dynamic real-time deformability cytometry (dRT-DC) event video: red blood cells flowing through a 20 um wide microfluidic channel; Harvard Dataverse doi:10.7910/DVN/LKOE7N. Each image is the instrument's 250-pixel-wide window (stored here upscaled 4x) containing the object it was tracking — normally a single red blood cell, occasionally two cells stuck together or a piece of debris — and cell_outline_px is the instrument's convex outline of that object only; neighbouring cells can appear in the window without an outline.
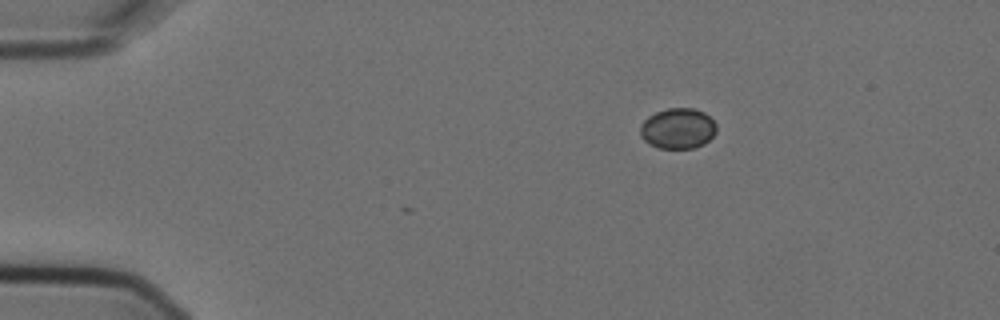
{"species": "Egyptian fruit bat (a non-hibernating species)", "species_latin": "Rousettus aegyptiacus", "temperature_condition": "cold", "stored_images_in_passage": 6, "camera_frame_rate_fps": 3000, "um_per_image_px": 0.085, "animal": {"sex": "female"}, "frame": {"image": 1, "passage_image": 1, "time_ms": 0.0, "image_size_px": [1000, 320], "cell_outline_px": [[716, 132], [704, 144], [692, 148], [660, 148], [648, 144], [640, 136], [640, 124], [648, 116], [656, 112], [668, 108], [692, 108], [704, 112], [716, 124]], "centroid_in_image_um": [57.59, 10.92], "position_along_channel_um": 27.4, "area_um2": 18.03}}
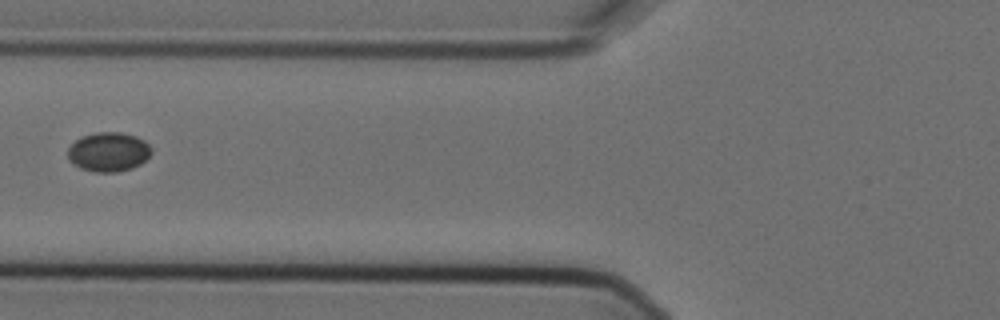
{"frame": {"image": 2, "passage_image": 4, "time_ms": 1.0, "image_size_px": [1000, 320], "cell_outline_px": [[152, 152], [140, 164], [132, 168], [116, 172], [92, 172], [80, 168], [72, 164], [68, 160], [68, 148], [80, 136], [96, 132], [120, 132], [136, 136], [144, 140], [152, 148]], "centroid_in_image_um": [9.2, 12.91], "position_along_channel_um": 116.6, "area_um2": 19.31}}
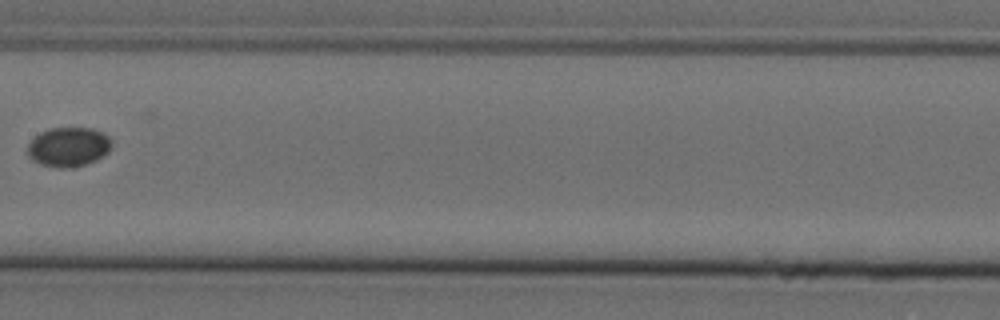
{"frame": {"image": 3, "passage_image": 6, "time_ms": 1.667, "image_size_px": [1000, 320], "cell_outline_px": [[112, 148], [104, 156], [96, 160], [84, 164], [68, 168], [60, 168], [40, 164], [32, 160], [28, 156], [28, 144], [40, 132], [52, 128], [92, 128], [104, 132], [112, 140]], "centroid_in_image_um": [5.85, 12.48], "position_along_channel_um": 201.5, "area_um2": 19.42}}